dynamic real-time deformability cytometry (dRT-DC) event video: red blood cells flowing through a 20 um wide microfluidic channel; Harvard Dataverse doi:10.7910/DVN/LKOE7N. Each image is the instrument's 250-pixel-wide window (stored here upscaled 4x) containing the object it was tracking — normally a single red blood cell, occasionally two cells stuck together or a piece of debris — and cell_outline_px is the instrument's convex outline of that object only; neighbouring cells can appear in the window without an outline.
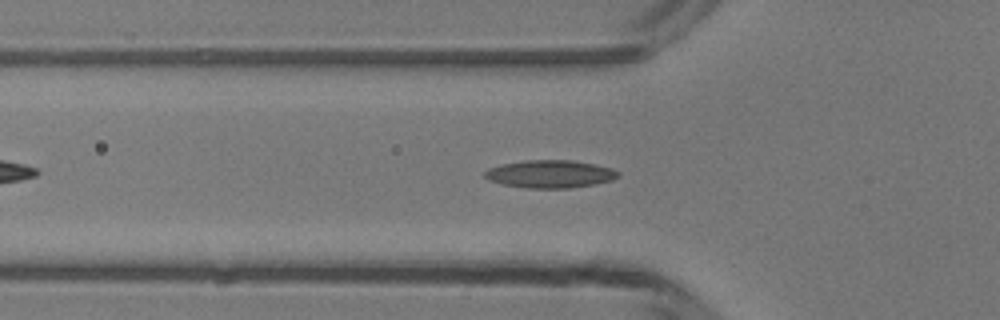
{"species": "common noctule bat (a hibernating species)", "species_latin": "Nyctalus noctula", "temperature_condition": "room temperature", "stored_images_in_passage": 42, "camera_frame_rate_fps": 3000, "um_per_image_px": 0.085, "animal": {"sex": "male", "body_mass_g": 13.3}, "frame": {"image": 1, "passage_image": 9, "time_ms": 2.667, "image_size_px": [1000, 320], "cell_outline_px": [[620, 176], [612, 180], [592, 184], [568, 188], [524, 188], [504, 184], [488, 180], [484, 176], [484, 172], [488, 168], [504, 164], [524, 160], [572, 160], [612, 168], [620, 172]], "centroid_in_image_um": [46.75, 14.79], "position_along_channel_um": 79.0, "area_um2": 21.44}}
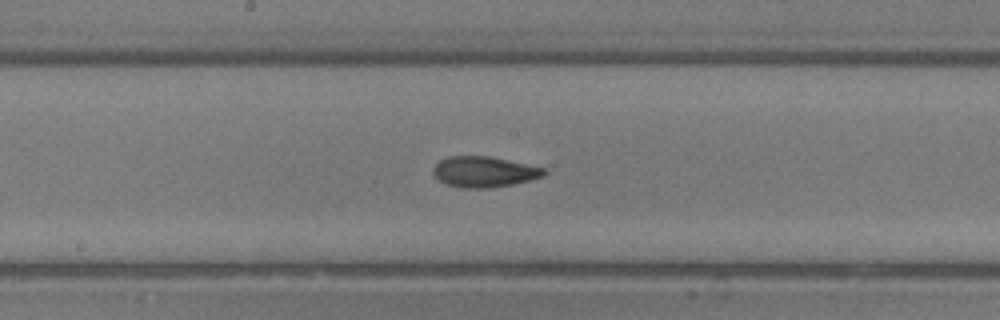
{"frame": {"image": 2, "passage_image": 18, "time_ms": 5.667, "image_size_px": [1000, 320], "cell_outline_px": [[548, 172], [544, 176], [512, 184], [492, 188], [460, 188], [444, 184], [432, 176], [432, 168], [440, 160], [448, 156], [488, 156], [548, 168]], "centroid_in_image_um": [41.13, 14.61], "position_along_channel_um": 207.1, "area_um2": 20.17}}
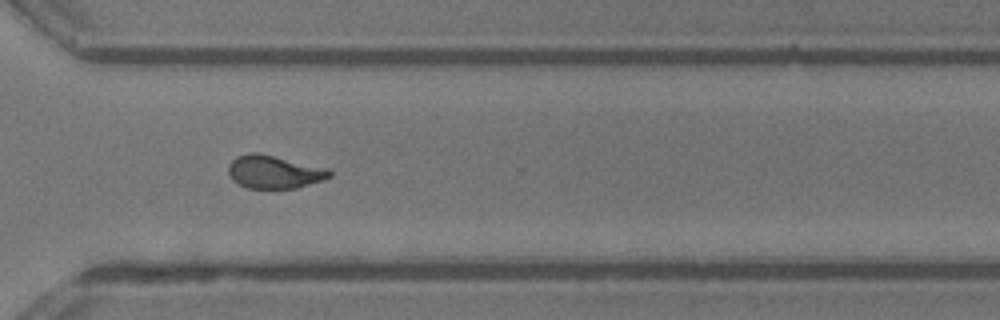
{"frame": {"image": 3, "passage_image": 28, "time_ms": 9.0, "image_size_px": [1000, 320], "cell_outline_px": [[332, 176], [324, 180], [296, 188], [248, 188], [232, 180], [228, 172], [228, 164], [236, 156], [252, 152], [260, 152], [328, 168], [332, 172]], "centroid_in_image_um": [23.31, 14.59], "position_along_channel_um": 347.3, "area_um2": 19.71}, "authors_computed_cell_mechanics": {"area_um2": 19.652, "velocity_mm_per_s": 4.2214, "shape_relaxation_time_tau1_ms": 8.3902, "shape_relaxation_time_tau2_ms": 1.8422, "deformation_change_tau1": 0.2408, "deformation_change_tau2": 0.0793}}